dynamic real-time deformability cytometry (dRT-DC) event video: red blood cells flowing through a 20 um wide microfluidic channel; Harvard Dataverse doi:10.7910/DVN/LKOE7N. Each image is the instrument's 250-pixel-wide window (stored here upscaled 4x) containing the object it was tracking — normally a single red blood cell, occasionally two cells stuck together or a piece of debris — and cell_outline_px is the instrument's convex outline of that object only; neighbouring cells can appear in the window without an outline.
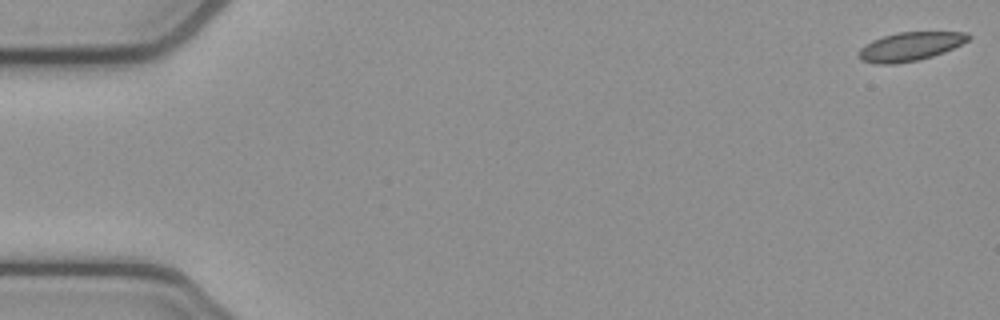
{"species": "common noctule bat (a hibernating species)", "species_latin": "Nyctalus noctula", "temperature_condition": "cold", "stored_images_in_passage": 15, "camera_frame_rate_fps": 3000, "um_per_image_px": 0.085, "animal": {"sex": "female", "body_mass_g": 21.9}, "frame": {"image": 1, "passage_image": 1, "time_ms": 0.0, "image_size_px": [1000, 320], "cell_outline_px": [[972, 36], [968, 40], [944, 52], [932, 56], [916, 60], [896, 64], [876, 64], [860, 60], [856, 56], [856, 52], [864, 44], [872, 40], [896, 32], [968, 32]], "centroid_in_image_um": [77.29, 3.95], "position_along_channel_um": 7.7, "area_um2": 18.44}}
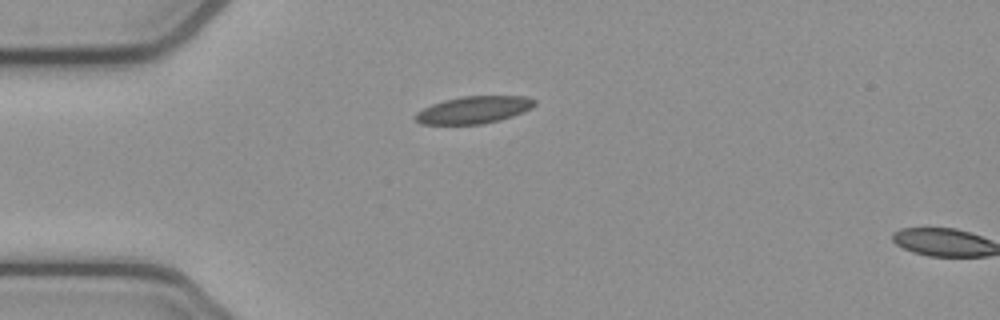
{"frame": {"image": 2, "passage_image": 14, "time_ms": 4.333, "image_size_px": [1000, 320], "cell_outline_px": [[536, 104], [532, 108], [524, 112], [500, 120], [484, 124], [420, 124], [412, 116], [416, 112], [432, 104], [444, 100], [460, 96], [528, 96], [536, 100]], "centroid_in_image_um": [40.28, 9.33], "position_along_channel_um": 44.7, "area_um2": 19.13}}